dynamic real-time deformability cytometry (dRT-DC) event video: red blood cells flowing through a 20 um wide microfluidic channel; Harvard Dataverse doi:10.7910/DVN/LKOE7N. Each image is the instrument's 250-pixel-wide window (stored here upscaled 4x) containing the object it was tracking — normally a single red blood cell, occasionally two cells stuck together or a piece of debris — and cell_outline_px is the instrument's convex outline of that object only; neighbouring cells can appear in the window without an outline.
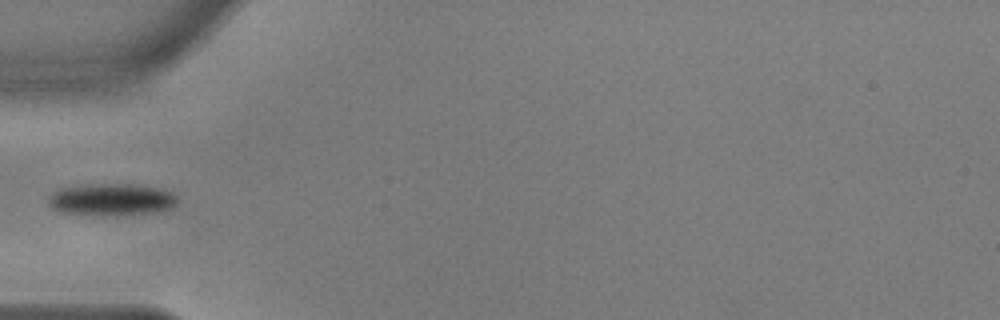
{"species": "common noctule bat (a hibernating species)", "species_latin": "Nyctalus noctula", "temperature_condition": "warm", "stored_images_in_passage": 38, "camera_frame_rate_fps": 3000, "um_per_image_px": 0.085, "animal": {"sex": "male", "body_mass_g": 17.9, "forearm_length_mm": 54.2}, "frame": {"image": 1, "passage_image": 1, "time_ms": 0.0, "image_size_px": [1000, 320], "cell_outline_px": [[176, 204], [172, 208], [156, 212], [76, 216], [56, 212], [48, 204], [48, 196], [52, 192], [60, 188], [76, 184], [132, 184], [156, 188], [168, 192], [176, 196]], "centroid_in_image_um": [9.32, 16.97], "position_along_channel_um": 75.7, "area_um2": 24.39}}
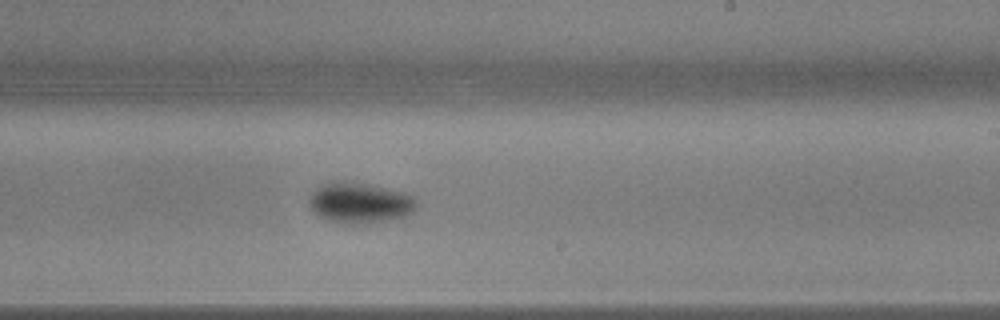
{"frame": {"image": 2, "passage_image": 16, "time_ms": 5.0, "image_size_px": [1000, 320], "cell_outline_px": [[416, 204], [412, 212], [404, 216], [368, 224], [348, 224], [328, 220], [320, 216], [308, 204], [308, 200], [316, 188], [320, 184], [336, 180], [352, 180], [408, 192], [416, 200]], "centroid_in_image_um": [30.58, 17.2], "position_along_channel_um": 258.4, "area_um2": 25.84}}
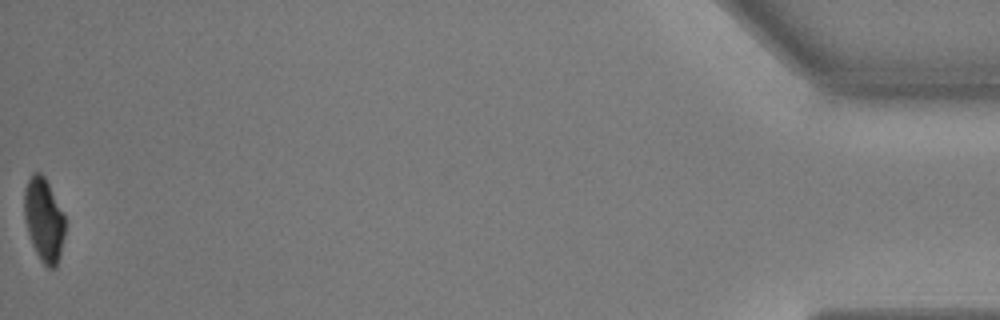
{"frame": {"image": 3, "passage_image": 38, "time_ms": 12.333, "image_size_px": [1000, 320], "cell_outline_px": [[64, 236], [60, 256], [56, 268], [48, 268], [40, 260], [32, 244], [24, 220], [24, 188], [32, 172], [40, 172], [44, 176], [64, 216]], "centroid_in_image_um": [3.71, 18.7], "position_along_channel_um": 431.5, "area_um2": 19.71}}